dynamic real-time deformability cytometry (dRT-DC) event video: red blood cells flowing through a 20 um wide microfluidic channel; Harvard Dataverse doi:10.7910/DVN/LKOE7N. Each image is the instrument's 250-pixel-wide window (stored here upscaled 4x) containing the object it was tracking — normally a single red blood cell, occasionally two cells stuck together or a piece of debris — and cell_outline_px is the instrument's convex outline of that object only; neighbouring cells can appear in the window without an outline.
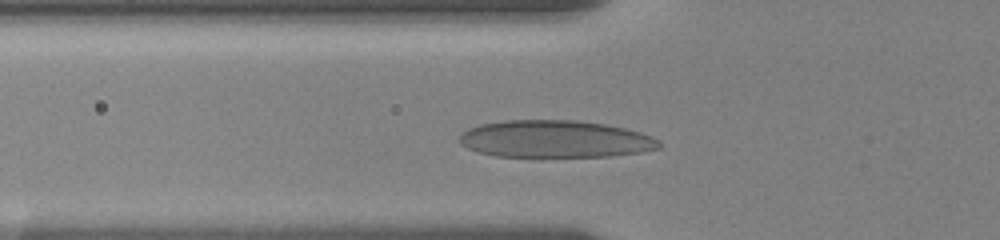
{"species": "human", "species_latin": "Homo sapiens", "temperature_condition": "room temperature", "stored_images_in_passage": 14, "camera_frame_rate_fps": 3000, "um_per_image_px": 0.085, "donor": {"sex": "female"}, "frame": {"image": 1, "passage_image": 10, "time_ms": 3.667, "image_size_px": [1000, 240], "cell_outline_px": [[660, 148], [640, 152], [612, 156], [496, 156], [476, 152], [460, 144], [460, 136], [468, 128], [480, 124], [504, 120], [576, 120], [604, 124], [624, 128], [640, 132], [652, 136], [660, 140]], "centroid_in_image_um": [47.18, 11.81], "position_along_channel_um": 78.6, "area_um2": 43.29}}
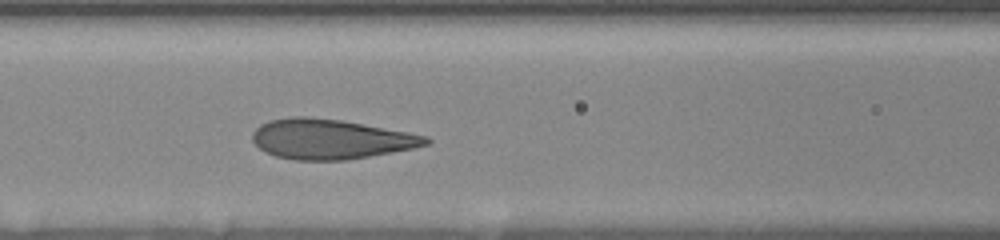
{"frame": {"image": 2, "passage_image": 14, "time_ms": 5.333, "image_size_px": [1000, 240], "cell_outline_px": [[432, 140], [428, 144], [412, 148], [392, 152], [348, 160], [296, 160], [276, 156], [264, 152], [252, 140], [252, 132], [260, 124], [268, 120], [288, 116], [308, 116], [340, 120], [364, 124], [408, 132], [428, 136]], "centroid_in_image_um": [28.06, 11.81], "position_along_channel_um": 138.5, "area_um2": 40.46}}